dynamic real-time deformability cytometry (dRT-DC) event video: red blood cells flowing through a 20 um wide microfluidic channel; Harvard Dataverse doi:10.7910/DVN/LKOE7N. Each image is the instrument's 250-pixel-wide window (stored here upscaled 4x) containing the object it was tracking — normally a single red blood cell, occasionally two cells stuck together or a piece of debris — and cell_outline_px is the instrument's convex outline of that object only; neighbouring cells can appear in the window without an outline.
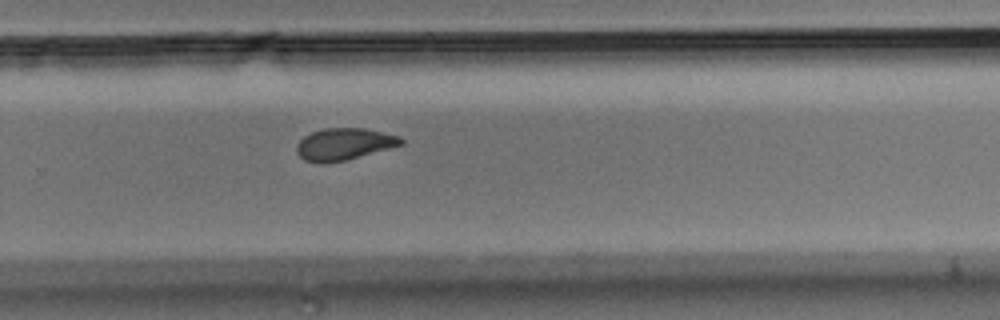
{"species": "Egyptian fruit bat (a non-hibernating species)", "species_latin": "Rousettus aegyptiacus", "temperature_condition": "room temperature", "stored_images_in_passage": 11, "camera_frame_rate_fps": 3000, "um_per_image_px": 0.085, "animal": {"sex": "male"}, "frame": {"image": 1, "passage_image": 10, "time_ms": 3.0, "image_size_px": [1000, 320], "cell_outline_px": [[404, 144], [344, 160], [320, 164], [316, 164], [304, 160], [296, 152], [296, 144], [304, 136], [312, 132], [324, 128], [364, 128], [400, 136], [404, 140]], "centroid_in_image_um": [29.21, 12.25], "position_along_channel_um": 300.6, "area_um2": 19.36}}